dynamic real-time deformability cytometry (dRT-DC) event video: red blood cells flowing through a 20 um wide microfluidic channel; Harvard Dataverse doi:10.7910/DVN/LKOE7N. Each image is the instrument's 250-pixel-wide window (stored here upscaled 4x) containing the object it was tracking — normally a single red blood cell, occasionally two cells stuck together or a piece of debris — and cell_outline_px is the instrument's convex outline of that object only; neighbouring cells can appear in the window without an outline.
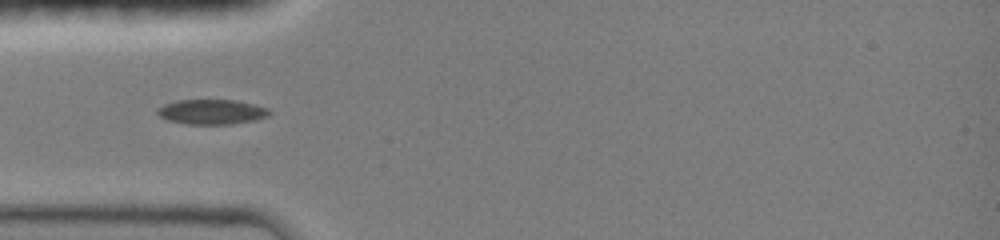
{"species": "common noctule bat (a hibernating species)", "species_latin": "Nyctalus noctula", "temperature_condition": "room temperature", "stored_images_in_passage": 70, "camera_frame_rate_fps": 3000, "um_per_image_px": 0.085, "animal": {"sex": "female", "body_mass_g": 19.0, "forearm_length_mm": 51.5}, "frame": {"image": 1, "passage_image": 21, "time_ms": 4.333, "image_size_px": [1000, 240], "cell_outline_px": [[272, 112], [268, 116], [256, 120], [232, 124], [188, 124], [168, 120], [160, 116], [156, 112], [156, 108], [164, 104], [176, 100], [236, 100], [268, 108]], "centroid_in_image_um": [17.99, 9.5], "position_along_channel_um": 67.0, "area_um2": 16.3}}
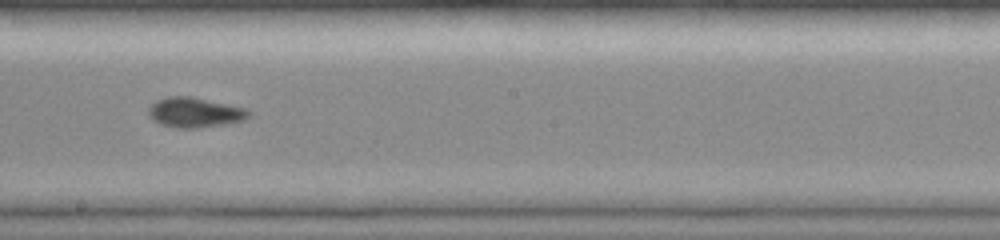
{"frame": {"image": 2, "passage_image": 39, "time_ms": 8.333, "image_size_px": [1000, 240], "cell_outline_px": [[252, 116], [244, 120], [224, 124], [196, 128], [180, 128], [160, 124], [152, 120], [148, 116], [148, 108], [156, 100], [168, 96], [192, 96], [244, 108], [252, 112]], "centroid_in_image_um": [16.54, 9.55], "position_along_channel_um": 231.7, "area_um2": 17.57}}
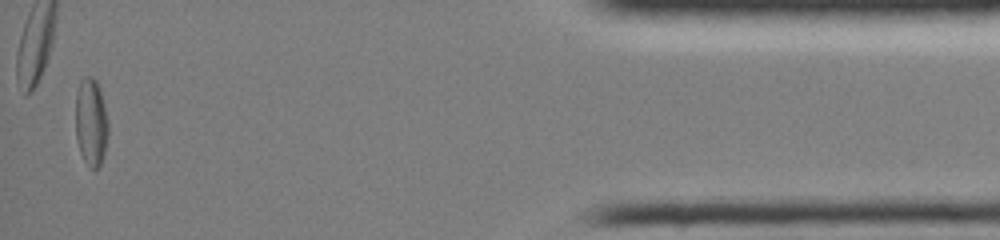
{"frame": {"image": 3, "passage_image": 68, "time_ms": 14.667, "image_size_px": [1000, 240], "cell_outline_px": [[108, 136], [104, 156], [100, 164], [96, 168], [92, 168], [84, 160], [80, 152], [76, 136], [76, 92], [80, 80], [84, 76], [92, 76], [96, 80], [100, 88], [108, 120]], "centroid_in_image_um": [7.75, 10.34], "position_along_channel_um": 427.5, "area_um2": 16.82}, "authors_computed_cell_mechanics": {"area_um2": 16.5597, "velocity_mm_per_s": 4.1255, "shape_relaxation_time_tau1_ms": 8.8189, "shape_relaxation_time_tau2_ms": 9.1543, "deformation_change_tau1": 0.2124, "deformation_change_tau2": 0.1534}}